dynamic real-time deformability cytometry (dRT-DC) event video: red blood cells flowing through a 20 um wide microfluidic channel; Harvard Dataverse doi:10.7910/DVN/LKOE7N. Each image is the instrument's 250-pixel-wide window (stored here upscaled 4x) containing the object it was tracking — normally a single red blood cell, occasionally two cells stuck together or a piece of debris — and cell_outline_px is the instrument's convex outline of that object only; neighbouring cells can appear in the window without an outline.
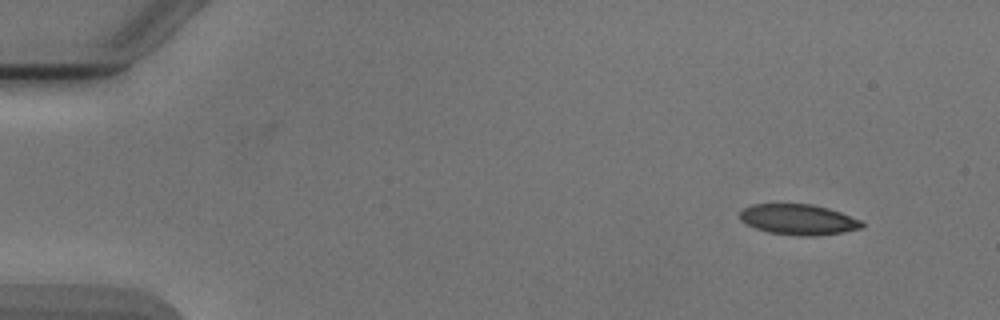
{"species": "Egyptian fruit bat (a non-hibernating species)", "species_latin": "Rousettus aegyptiacus", "temperature_condition": "cold", "stored_images_in_passage": 5, "camera_frame_rate_fps": 3000, "um_per_image_px": 0.085, "animal": {"sex": "male"}, "frame": {"image": 1, "passage_image": 1, "time_ms": 0.0, "image_size_px": [1000, 320], "cell_outline_px": [[864, 228], [844, 232], [816, 236], [800, 236], [768, 232], [756, 228], [740, 220], [740, 212], [744, 208], [752, 204], [812, 204], [828, 208], [840, 212], [860, 220], [864, 224]], "centroid_in_image_um": [67.89, 18.66], "position_along_channel_um": 17.1, "area_um2": 21.73}}
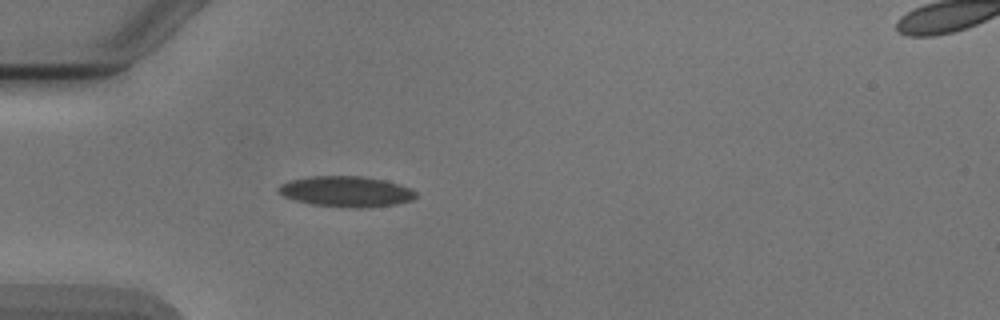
{"frame": {"image": 2, "passage_image": 4, "time_ms": 3.667, "image_size_px": [1000, 320], "cell_outline_px": [[416, 196], [412, 200], [396, 204], [364, 208], [352, 208], [312, 204], [296, 200], [284, 196], [276, 192], [276, 188], [280, 184], [292, 180], [308, 176], [364, 176], [384, 180], [408, 188], [416, 192]], "centroid_in_image_um": [29.39, 16.28], "position_along_channel_um": 55.6, "area_um2": 24.45}}